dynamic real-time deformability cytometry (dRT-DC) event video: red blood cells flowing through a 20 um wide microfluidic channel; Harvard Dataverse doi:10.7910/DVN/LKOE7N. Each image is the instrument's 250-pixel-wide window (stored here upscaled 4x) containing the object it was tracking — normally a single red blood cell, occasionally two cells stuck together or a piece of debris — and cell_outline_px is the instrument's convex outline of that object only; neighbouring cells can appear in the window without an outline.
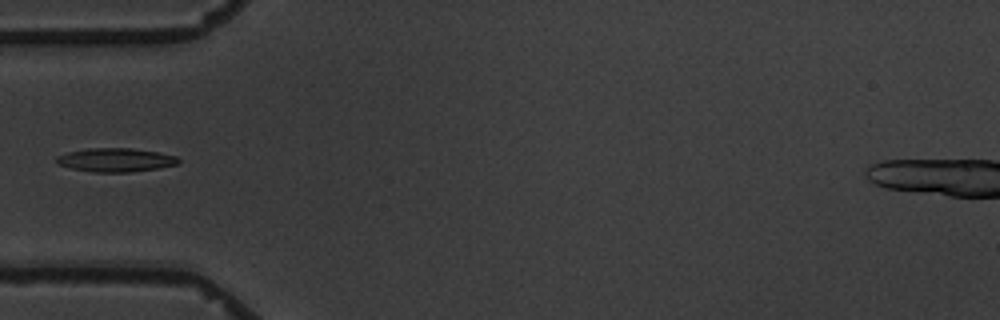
{"species": "common noctule bat (a hibernating species)", "species_latin": "Nyctalus noctula", "temperature_condition": "warm", "stored_images_in_passage": 10, "camera_frame_rate_fps": 3000, "um_per_image_px": 0.085, "animal": {"sex": "male", "body_mass_g": 19.5, "forearm_length_mm": 54.6}, "frame": {"image": 1, "passage_image": 5, "time_ms": 5.667, "image_size_px": [1000, 320], "cell_outline_px": [[180, 160], [176, 164], [156, 168], [128, 172], [92, 172], [72, 168], [60, 164], [56, 160], [56, 156], [68, 152], [88, 148], [132, 148], [156, 152], [176, 156]], "centroid_in_image_um": [9.8, 13.59], "position_along_channel_um": 75.2, "area_um2": 16.53}}
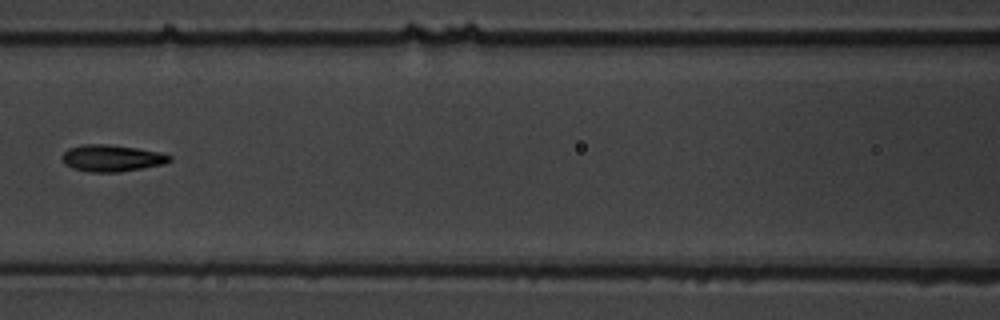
{"frame": {"image": 2, "passage_image": 7, "time_ms": 8.0, "image_size_px": [1000, 320], "cell_outline_px": [[172, 160], [164, 164], [120, 172], [88, 172], [72, 168], [64, 164], [60, 156], [68, 148], [84, 144], [108, 144], [136, 148], [160, 152], [172, 156]], "centroid_in_image_um": [9.47, 13.44], "position_along_channel_um": 157.1, "area_um2": 16.88}}
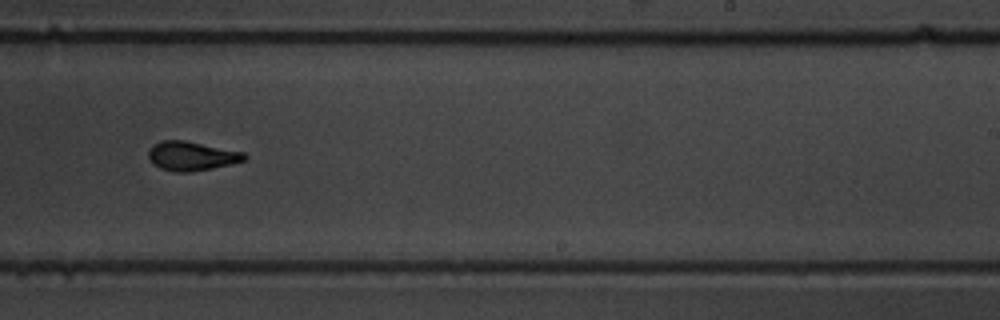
{"frame": {"image": 3, "passage_image": 10, "time_ms": 11.333, "image_size_px": [1000, 320], "cell_outline_px": [[248, 156], [244, 160], [212, 168], [192, 172], [172, 172], [160, 168], [152, 164], [148, 160], [148, 152], [152, 144], [160, 140], [184, 140], [244, 152]], "centroid_in_image_um": [16.22, 13.26], "position_along_channel_um": 272.8, "area_um2": 16.42}}